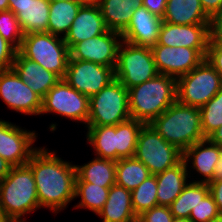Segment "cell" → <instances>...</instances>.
Returning <instances> with one entry per match:
<instances>
[{
	"label": "cell",
	"instance_id": "obj_47",
	"mask_svg": "<svg viewBox=\"0 0 222 222\" xmlns=\"http://www.w3.org/2000/svg\"><path fill=\"white\" fill-rule=\"evenodd\" d=\"M9 7L8 0H0V11H7Z\"/></svg>",
	"mask_w": 222,
	"mask_h": 222
},
{
	"label": "cell",
	"instance_id": "obj_50",
	"mask_svg": "<svg viewBox=\"0 0 222 222\" xmlns=\"http://www.w3.org/2000/svg\"><path fill=\"white\" fill-rule=\"evenodd\" d=\"M172 222H192L190 219L185 218H173Z\"/></svg>",
	"mask_w": 222,
	"mask_h": 222
},
{
	"label": "cell",
	"instance_id": "obj_27",
	"mask_svg": "<svg viewBox=\"0 0 222 222\" xmlns=\"http://www.w3.org/2000/svg\"><path fill=\"white\" fill-rule=\"evenodd\" d=\"M84 2L50 1L48 33L65 38Z\"/></svg>",
	"mask_w": 222,
	"mask_h": 222
},
{
	"label": "cell",
	"instance_id": "obj_42",
	"mask_svg": "<svg viewBox=\"0 0 222 222\" xmlns=\"http://www.w3.org/2000/svg\"><path fill=\"white\" fill-rule=\"evenodd\" d=\"M209 186V193L212 195L219 212L222 214V179H214L210 183Z\"/></svg>",
	"mask_w": 222,
	"mask_h": 222
},
{
	"label": "cell",
	"instance_id": "obj_48",
	"mask_svg": "<svg viewBox=\"0 0 222 222\" xmlns=\"http://www.w3.org/2000/svg\"><path fill=\"white\" fill-rule=\"evenodd\" d=\"M8 1H9V5H22L27 0H8Z\"/></svg>",
	"mask_w": 222,
	"mask_h": 222
},
{
	"label": "cell",
	"instance_id": "obj_46",
	"mask_svg": "<svg viewBox=\"0 0 222 222\" xmlns=\"http://www.w3.org/2000/svg\"><path fill=\"white\" fill-rule=\"evenodd\" d=\"M214 179H222V156L215 165Z\"/></svg>",
	"mask_w": 222,
	"mask_h": 222
},
{
	"label": "cell",
	"instance_id": "obj_6",
	"mask_svg": "<svg viewBox=\"0 0 222 222\" xmlns=\"http://www.w3.org/2000/svg\"><path fill=\"white\" fill-rule=\"evenodd\" d=\"M87 126H113L131 118L128 89L114 79L89 98Z\"/></svg>",
	"mask_w": 222,
	"mask_h": 222
},
{
	"label": "cell",
	"instance_id": "obj_33",
	"mask_svg": "<svg viewBox=\"0 0 222 222\" xmlns=\"http://www.w3.org/2000/svg\"><path fill=\"white\" fill-rule=\"evenodd\" d=\"M132 206L138 217L158 205L156 175H149L138 187L131 191Z\"/></svg>",
	"mask_w": 222,
	"mask_h": 222
},
{
	"label": "cell",
	"instance_id": "obj_53",
	"mask_svg": "<svg viewBox=\"0 0 222 222\" xmlns=\"http://www.w3.org/2000/svg\"><path fill=\"white\" fill-rule=\"evenodd\" d=\"M84 1H87V2H96L97 0H84Z\"/></svg>",
	"mask_w": 222,
	"mask_h": 222
},
{
	"label": "cell",
	"instance_id": "obj_2",
	"mask_svg": "<svg viewBox=\"0 0 222 222\" xmlns=\"http://www.w3.org/2000/svg\"><path fill=\"white\" fill-rule=\"evenodd\" d=\"M176 100V79L164 74L128 89L131 118L144 124H150Z\"/></svg>",
	"mask_w": 222,
	"mask_h": 222
},
{
	"label": "cell",
	"instance_id": "obj_29",
	"mask_svg": "<svg viewBox=\"0 0 222 222\" xmlns=\"http://www.w3.org/2000/svg\"><path fill=\"white\" fill-rule=\"evenodd\" d=\"M209 193L208 183L190 182L181 194L169 205L170 212L175 218L189 219L194 207Z\"/></svg>",
	"mask_w": 222,
	"mask_h": 222
},
{
	"label": "cell",
	"instance_id": "obj_44",
	"mask_svg": "<svg viewBox=\"0 0 222 222\" xmlns=\"http://www.w3.org/2000/svg\"><path fill=\"white\" fill-rule=\"evenodd\" d=\"M12 166L0 157V182L9 174Z\"/></svg>",
	"mask_w": 222,
	"mask_h": 222
},
{
	"label": "cell",
	"instance_id": "obj_18",
	"mask_svg": "<svg viewBox=\"0 0 222 222\" xmlns=\"http://www.w3.org/2000/svg\"><path fill=\"white\" fill-rule=\"evenodd\" d=\"M162 23V18L150 13L141 5L133 11L131 21L121 35L128 43L152 48L158 43Z\"/></svg>",
	"mask_w": 222,
	"mask_h": 222
},
{
	"label": "cell",
	"instance_id": "obj_38",
	"mask_svg": "<svg viewBox=\"0 0 222 222\" xmlns=\"http://www.w3.org/2000/svg\"><path fill=\"white\" fill-rule=\"evenodd\" d=\"M17 50L0 35V71L12 69Z\"/></svg>",
	"mask_w": 222,
	"mask_h": 222
},
{
	"label": "cell",
	"instance_id": "obj_26",
	"mask_svg": "<svg viewBox=\"0 0 222 222\" xmlns=\"http://www.w3.org/2000/svg\"><path fill=\"white\" fill-rule=\"evenodd\" d=\"M76 166V177L82 182L100 187H111L116 183V161L94 157L82 166Z\"/></svg>",
	"mask_w": 222,
	"mask_h": 222
},
{
	"label": "cell",
	"instance_id": "obj_52",
	"mask_svg": "<svg viewBox=\"0 0 222 222\" xmlns=\"http://www.w3.org/2000/svg\"><path fill=\"white\" fill-rule=\"evenodd\" d=\"M50 1H63V0H50ZM64 1H84V0H64Z\"/></svg>",
	"mask_w": 222,
	"mask_h": 222
},
{
	"label": "cell",
	"instance_id": "obj_39",
	"mask_svg": "<svg viewBox=\"0 0 222 222\" xmlns=\"http://www.w3.org/2000/svg\"><path fill=\"white\" fill-rule=\"evenodd\" d=\"M209 43L222 45V9L210 18Z\"/></svg>",
	"mask_w": 222,
	"mask_h": 222
},
{
	"label": "cell",
	"instance_id": "obj_8",
	"mask_svg": "<svg viewBox=\"0 0 222 222\" xmlns=\"http://www.w3.org/2000/svg\"><path fill=\"white\" fill-rule=\"evenodd\" d=\"M114 74L115 79L126 89L156 77L159 72L151 48L123 40L118 50Z\"/></svg>",
	"mask_w": 222,
	"mask_h": 222
},
{
	"label": "cell",
	"instance_id": "obj_51",
	"mask_svg": "<svg viewBox=\"0 0 222 222\" xmlns=\"http://www.w3.org/2000/svg\"><path fill=\"white\" fill-rule=\"evenodd\" d=\"M208 222H222V214H221L219 217H217V218H215V219H211V220L208 221Z\"/></svg>",
	"mask_w": 222,
	"mask_h": 222
},
{
	"label": "cell",
	"instance_id": "obj_32",
	"mask_svg": "<svg viewBox=\"0 0 222 222\" xmlns=\"http://www.w3.org/2000/svg\"><path fill=\"white\" fill-rule=\"evenodd\" d=\"M109 189L110 187H100L94 183L82 182L76 177L75 198L80 197L81 200L74 208L88 209L98 215L107 201Z\"/></svg>",
	"mask_w": 222,
	"mask_h": 222
},
{
	"label": "cell",
	"instance_id": "obj_24",
	"mask_svg": "<svg viewBox=\"0 0 222 222\" xmlns=\"http://www.w3.org/2000/svg\"><path fill=\"white\" fill-rule=\"evenodd\" d=\"M164 22L190 25L209 24L210 18L205 14L200 0H167Z\"/></svg>",
	"mask_w": 222,
	"mask_h": 222
},
{
	"label": "cell",
	"instance_id": "obj_15",
	"mask_svg": "<svg viewBox=\"0 0 222 222\" xmlns=\"http://www.w3.org/2000/svg\"><path fill=\"white\" fill-rule=\"evenodd\" d=\"M122 41L121 33L108 30L96 37L74 44L69 49L70 58L90 61L115 69Z\"/></svg>",
	"mask_w": 222,
	"mask_h": 222
},
{
	"label": "cell",
	"instance_id": "obj_45",
	"mask_svg": "<svg viewBox=\"0 0 222 222\" xmlns=\"http://www.w3.org/2000/svg\"><path fill=\"white\" fill-rule=\"evenodd\" d=\"M208 139L222 148V125L217 130H215Z\"/></svg>",
	"mask_w": 222,
	"mask_h": 222
},
{
	"label": "cell",
	"instance_id": "obj_5",
	"mask_svg": "<svg viewBox=\"0 0 222 222\" xmlns=\"http://www.w3.org/2000/svg\"><path fill=\"white\" fill-rule=\"evenodd\" d=\"M18 52L61 79L64 78L70 54L63 37L48 32L26 34Z\"/></svg>",
	"mask_w": 222,
	"mask_h": 222
},
{
	"label": "cell",
	"instance_id": "obj_20",
	"mask_svg": "<svg viewBox=\"0 0 222 222\" xmlns=\"http://www.w3.org/2000/svg\"><path fill=\"white\" fill-rule=\"evenodd\" d=\"M12 69L42 99L61 80L58 75L46 70L35 61L23 57L18 51Z\"/></svg>",
	"mask_w": 222,
	"mask_h": 222
},
{
	"label": "cell",
	"instance_id": "obj_25",
	"mask_svg": "<svg viewBox=\"0 0 222 222\" xmlns=\"http://www.w3.org/2000/svg\"><path fill=\"white\" fill-rule=\"evenodd\" d=\"M105 24L110 31L122 33L128 26L133 11L143 0H97Z\"/></svg>",
	"mask_w": 222,
	"mask_h": 222
},
{
	"label": "cell",
	"instance_id": "obj_40",
	"mask_svg": "<svg viewBox=\"0 0 222 222\" xmlns=\"http://www.w3.org/2000/svg\"><path fill=\"white\" fill-rule=\"evenodd\" d=\"M205 59L215 68L222 79V45L209 43Z\"/></svg>",
	"mask_w": 222,
	"mask_h": 222
},
{
	"label": "cell",
	"instance_id": "obj_36",
	"mask_svg": "<svg viewBox=\"0 0 222 222\" xmlns=\"http://www.w3.org/2000/svg\"><path fill=\"white\" fill-rule=\"evenodd\" d=\"M221 213L215 203L212 195L208 193L196 207H194L189 215L192 222H208L211 219L219 217Z\"/></svg>",
	"mask_w": 222,
	"mask_h": 222
},
{
	"label": "cell",
	"instance_id": "obj_12",
	"mask_svg": "<svg viewBox=\"0 0 222 222\" xmlns=\"http://www.w3.org/2000/svg\"><path fill=\"white\" fill-rule=\"evenodd\" d=\"M159 74L179 77L196 68L206 57L207 49L154 45L151 48Z\"/></svg>",
	"mask_w": 222,
	"mask_h": 222
},
{
	"label": "cell",
	"instance_id": "obj_1",
	"mask_svg": "<svg viewBox=\"0 0 222 222\" xmlns=\"http://www.w3.org/2000/svg\"><path fill=\"white\" fill-rule=\"evenodd\" d=\"M39 147L26 163L32 170L41 208L55 214L75 199L76 166Z\"/></svg>",
	"mask_w": 222,
	"mask_h": 222
},
{
	"label": "cell",
	"instance_id": "obj_37",
	"mask_svg": "<svg viewBox=\"0 0 222 222\" xmlns=\"http://www.w3.org/2000/svg\"><path fill=\"white\" fill-rule=\"evenodd\" d=\"M169 206L157 205L138 216L137 222H172Z\"/></svg>",
	"mask_w": 222,
	"mask_h": 222
},
{
	"label": "cell",
	"instance_id": "obj_10",
	"mask_svg": "<svg viewBox=\"0 0 222 222\" xmlns=\"http://www.w3.org/2000/svg\"><path fill=\"white\" fill-rule=\"evenodd\" d=\"M89 107V97L78 92L64 79H61L42 99L40 115L55 113L87 126Z\"/></svg>",
	"mask_w": 222,
	"mask_h": 222
},
{
	"label": "cell",
	"instance_id": "obj_43",
	"mask_svg": "<svg viewBox=\"0 0 222 222\" xmlns=\"http://www.w3.org/2000/svg\"><path fill=\"white\" fill-rule=\"evenodd\" d=\"M205 14L211 18L222 9V0H200Z\"/></svg>",
	"mask_w": 222,
	"mask_h": 222
},
{
	"label": "cell",
	"instance_id": "obj_19",
	"mask_svg": "<svg viewBox=\"0 0 222 222\" xmlns=\"http://www.w3.org/2000/svg\"><path fill=\"white\" fill-rule=\"evenodd\" d=\"M221 156L222 148L205 138L187 148L183 152L182 159L188 167L192 164L190 168L192 167L200 174L199 176L204 177L198 178V181L192 180V182L210 183L214 180L215 165Z\"/></svg>",
	"mask_w": 222,
	"mask_h": 222
},
{
	"label": "cell",
	"instance_id": "obj_7",
	"mask_svg": "<svg viewBox=\"0 0 222 222\" xmlns=\"http://www.w3.org/2000/svg\"><path fill=\"white\" fill-rule=\"evenodd\" d=\"M176 87L178 102L201 108L220 91L222 79L204 59L196 68L176 79Z\"/></svg>",
	"mask_w": 222,
	"mask_h": 222
},
{
	"label": "cell",
	"instance_id": "obj_22",
	"mask_svg": "<svg viewBox=\"0 0 222 222\" xmlns=\"http://www.w3.org/2000/svg\"><path fill=\"white\" fill-rule=\"evenodd\" d=\"M188 166L182 159L172 168L156 174L158 205L169 206L183 191L190 178ZM189 175V176H188Z\"/></svg>",
	"mask_w": 222,
	"mask_h": 222
},
{
	"label": "cell",
	"instance_id": "obj_13",
	"mask_svg": "<svg viewBox=\"0 0 222 222\" xmlns=\"http://www.w3.org/2000/svg\"><path fill=\"white\" fill-rule=\"evenodd\" d=\"M36 131H27L9 121L0 119V157L12 167L25 165L38 149Z\"/></svg>",
	"mask_w": 222,
	"mask_h": 222
},
{
	"label": "cell",
	"instance_id": "obj_30",
	"mask_svg": "<svg viewBox=\"0 0 222 222\" xmlns=\"http://www.w3.org/2000/svg\"><path fill=\"white\" fill-rule=\"evenodd\" d=\"M144 125L132 118L116 125V161L134 157L138 136Z\"/></svg>",
	"mask_w": 222,
	"mask_h": 222
},
{
	"label": "cell",
	"instance_id": "obj_31",
	"mask_svg": "<svg viewBox=\"0 0 222 222\" xmlns=\"http://www.w3.org/2000/svg\"><path fill=\"white\" fill-rule=\"evenodd\" d=\"M150 174L148 168L135 157L116 161V184L133 191Z\"/></svg>",
	"mask_w": 222,
	"mask_h": 222
},
{
	"label": "cell",
	"instance_id": "obj_9",
	"mask_svg": "<svg viewBox=\"0 0 222 222\" xmlns=\"http://www.w3.org/2000/svg\"><path fill=\"white\" fill-rule=\"evenodd\" d=\"M134 157L148 168L150 174L156 175L178 164L183 152L168 143L150 124H145L139 133Z\"/></svg>",
	"mask_w": 222,
	"mask_h": 222
},
{
	"label": "cell",
	"instance_id": "obj_41",
	"mask_svg": "<svg viewBox=\"0 0 222 222\" xmlns=\"http://www.w3.org/2000/svg\"><path fill=\"white\" fill-rule=\"evenodd\" d=\"M167 0H143L144 6L150 13L163 18L166 9Z\"/></svg>",
	"mask_w": 222,
	"mask_h": 222
},
{
	"label": "cell",
	"instance_id": "obj_3",
	"mask_svg": "<svg viewBox=\"0 0 222 222\" xmlns=\"http://www.w3.org/2000/svg\"><path fill=\"white\" fill-rule=\"evenodd\" d=\"M40 207L31 168L25 164L10 169L0 182V211L13 222H26L22 216Z\"/></svg>",
	"mask_w": 222,
	"mask_h": 222
},
{
	"label": "cell",
	"instance_id": "obj_49",
	"mask_svg": "<svg viewBox=\"0 0 222 222\" xmlns=\"http://www.w3.org/2000/svg\"><path fill=\"white\" fill-rule=\"evenodd\" d=\"M0 222H13V221L7 218L5 215H3L2 212L0 211Z\"/></svg>",
	"mask_w": 222,
	"mask_h": 222
},
{
	"label": "cell",
	"instance_id": "obj_16",
	"mask_svg": "<svg viewBox=\"0 0 222 222\" xmlns=\"http://www.w3.org/2000/svg\"><path fill=\"white\" fill-rule=\"evenodd\" d=\"M158 45L208 49L209 24L178 25L162 23Z\"/></svg>",
	"mask_w": 222,
	"mask_h": 222
},
{
	"label": "cell",
	"instance_id": "obj_28",
	"mask_svg": "<svg viewBox=\"0 0 222 222\" xmlns=\"http://www.w3.org/2000/svg\"><path fill=\"white\" fill-rule=\"evenodd\" d=\"M85 127L88 130L85 135L86 141L95 151V156L116 161V125Z\"/></svg>",
	"mask_w": 222,
	"mask_h": 222
},
{
	"label": "cell",
	"instance_id": "obj_17",
	"mask_svg": "<svg viewBox=\"0 0 222 222\" xmlns=\"http://www.w3.org/2000/svg\"><path fill=\"white\" fill-rule=\"evenodd\" d=\"M108 31L97 2L85 1L73 20L64 41L70 49L74 44Z\"/></svg>",
	"mask_w": 222,
	"mask_h": 222
},
{
	"label": "cell",
	"instance_id": "obj_35",
	"mask_svg": "<svg viewBox=\"0 0 222 222\" xmlns=\"http://www.w3.org/2000/svg\"><path fill=\"white\" fill-rule=\"evenodd\" d=\"M0 35L17 51L20 49L23 31L16 15L10 11H0Z\"/></svg>",
	"mask_w": 222,
	"mask_h": 222
},
{
	"label": "cell",
	"instance_id": "obj_11",
	"mask_svg": "<svg viewBox=\"0 0 222 222\" xmlns=\"http://www.w3.org/2000/svg\"><path fill=\"white\" fill-rule=\"evenodd\" d=\"M63 79L72 88L90 98L111 83L115 74L111 67L69 58Z\"/></svg>",
	"mask_w": 222,
	"mask_h": 222
},
{
	"label": "cell",
	"instance_id": "obj_34",
	"mask_svg": "<svg viewBox=\"0 0 222 222\" xmlns=\"http://www.w3.org/2000/svg\"><path fill=\"white\" fill-rule=\"evenodd\" d=\"M203 135L208 138L222 125V87L204 106L199 108Z\"/></svg>",
	"mask_w": 222,
	"mask_h": 222
},
{
	"label": "cell",
	"instance_id": "obj_23",
	"mask_svg": "<svg viewBox=\"0 0 222 222\" xmlns=\"http://www.w3.org/2000/svg\"><path fill=\"white\" fill-rule=\"evenodd\" d=\"M102 222H137L131 199V191L116 183L110 187L107 201L98 213Z\"/></svg>",
	"mask_w": 222,
	"mask_h": 222
},
{
	"label": "cell",
	"instance_id": "obj_21",
	"mask_svg": "<svg viewBox=\"0 0 222 222\" xmlns=\"http://www.w3.org/2000/svg\"><path fill=\"white\" fill-rule=\"evenodd\" d=\"M23 34L48 32L50 0H27L22 5H9Z\"/></svg>",
	"mask_w": 222,
	"mask_h": 222
},
{
	"label": "cell",
	"instance_id": "obj_4",
	"mask_svg": "<svg viewBox=\"0 0 222 222\" xmlns=\"http://www.w3.org/2000/svg\"><path fill=\"white\" fill-rule=\"evenodd\" d=\"M150 125L168 143L182 152L205 139L199 108L182 104L177 100Z\"/></svg>",
	"mask_w": 222,
	"mask_h": 222
},
{
	"label": "cell",
	"instance_id": "obj_14",
	"mask_svg": "<svg viewBox=\"0 0 222 222\" xmlns=\"http://www.w3.org/2000/svg\"><path fill=\"white\" fill-rule=\"evenodd\" d=\"M0 98L7 108L24 115H39L42 98L20 79L13 69L0 71Z\"/></svg>",
	"mask_w": 222,
	"mask_h": 222
}]
</instances>
